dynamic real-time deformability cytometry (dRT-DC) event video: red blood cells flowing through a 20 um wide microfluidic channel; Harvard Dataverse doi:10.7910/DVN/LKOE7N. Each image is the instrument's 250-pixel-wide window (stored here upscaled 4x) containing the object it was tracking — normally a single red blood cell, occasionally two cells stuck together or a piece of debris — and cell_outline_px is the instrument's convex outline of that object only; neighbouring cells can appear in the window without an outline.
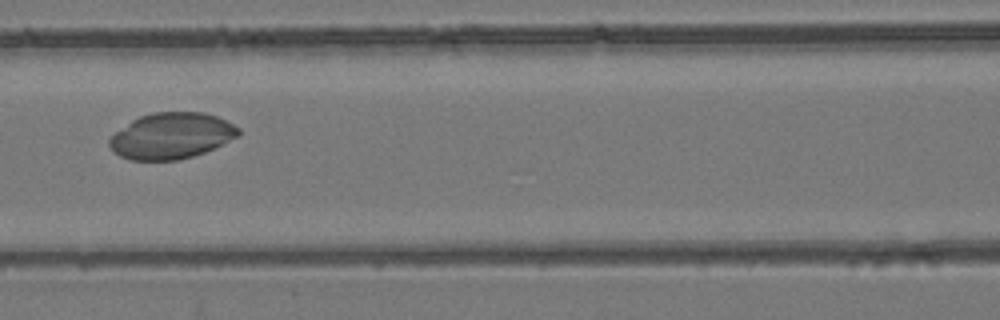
{"species": "common noctule bat (a hibernating species)", "species_latin": "Nyctalus noctula", "temperature_condition": "room temperature", "stored_images_in_passage": 5, "camera_frame_rate_fps": 3000, "um_per_image_px": 0.085, "animal": {"sex": "female", "body_mass_g": 24.6, "forearm_length_mm": 56.2}, "frame": {"image": 1, "passage_image": 3, "time_ms": 0.667, "image_size_px": [1000, 320], "cell_outline_px": [[240, 136], [204, 152], [192, 156], [176, 160], [132, 160], [120, 156], [112, 152], [108, 144], [108, 140], [116, 132], [132, 120], [140, 116], [152, 112], [204, 112], [216, 116], [240, 128]], "centroid_in_image_um": [14.56, 11.54], "position_along_channel_um": 152.0, "area_um2": 34.56}}
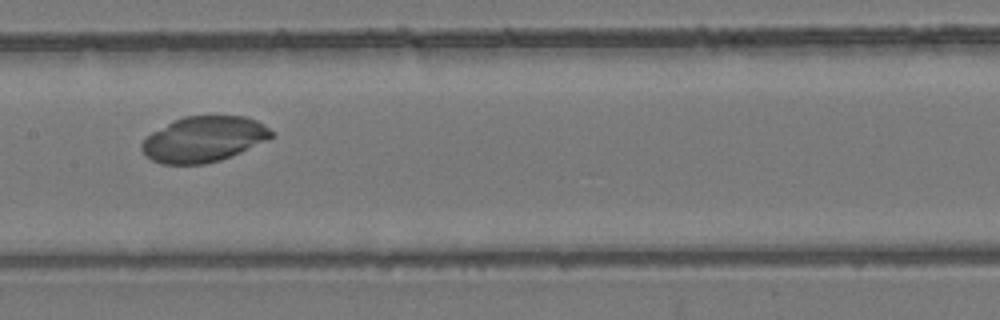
{"frame": {"image": 2, "passage_image": 4, "time_ms": 1.0, "image_size_px": [1000, 320], "cell_outline_px": [[276, 136], [268, 140], [240, 152], [220, 160], [204, 164], [160, 164], [144, 156], [140, 148], [140, 144], [152, 132], [184, 116], [244, 116], [256, 120], [264, 124]], "centroid_in_image_um": [17.32, 11.84], "position_along_channel_um": 190.1, "area_um2": 34.33}}
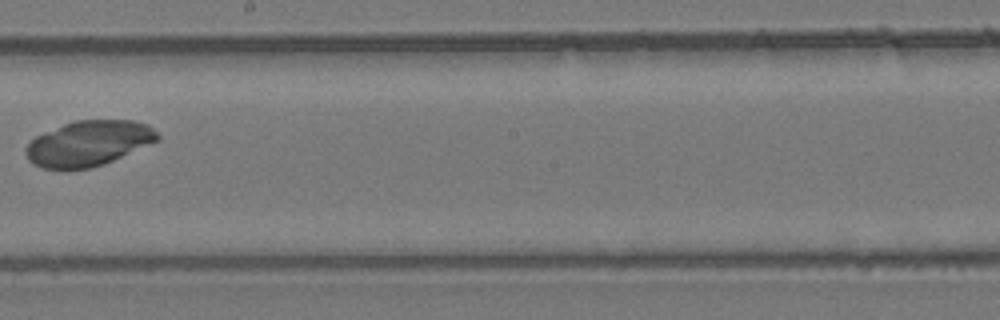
{"frame": {"image": 3, "passage_image": 5, "time_ms": 1.333, "image_size_px": [1000, 320], "cell_outline_px": [[160, 140], [104, 164], [88, 168], [64, 172], [40, 168], [32, 164], [28, 160], [28, 144], [36, 136], [64, 124], [76, 120], [132, 120], [148, 124], [160, 136]], "centroid_in_image_um": [7.53, 12.22], "position_along_channel_um": 240.7, "area_um2": 35.03}}